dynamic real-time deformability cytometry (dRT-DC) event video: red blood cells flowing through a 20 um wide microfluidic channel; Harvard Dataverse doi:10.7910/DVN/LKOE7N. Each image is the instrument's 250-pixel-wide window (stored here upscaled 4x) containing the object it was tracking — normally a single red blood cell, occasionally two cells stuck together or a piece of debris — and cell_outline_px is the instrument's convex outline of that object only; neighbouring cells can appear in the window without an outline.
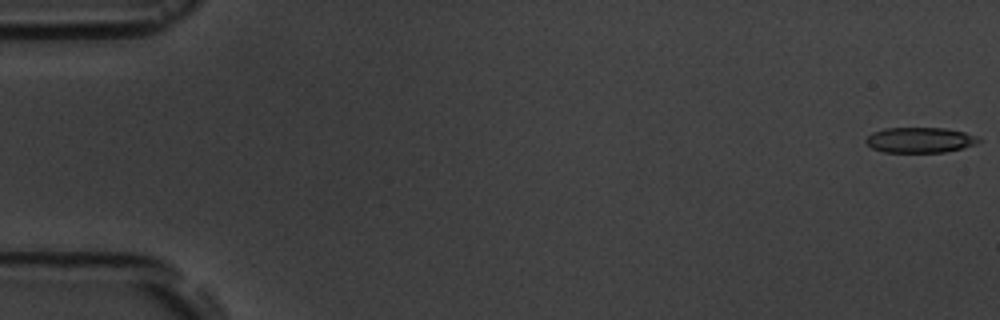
{"species": "common noctule bat (a hibernating species)", "species_latin": "Nyctalus noctula", "temperature_condition": "room temperature", "stored_images_in_passage": 5, "segment_of_instrument_passage": [1, 2], "camera_frame_rate_fps": 3000, "um_per_image_px": 0.085, "animal": {"sex": "male", "body_mass_g": 19.5, "forearm_length_mm": 54.6}, "frame": {"image": 1, "passage_image": 1, "time_ms": 0.0, "image_size_px": [1000, 320], "cell_outline_px": [[980, 140], [976, 144], [944, 152], [884, 152], [872, 148], [864, 140], [872, 132], [884, 128], [944, 128], [964, 132], [980, 136]], "centroid_in_image_um": [78.19, 11.89], "position_along_channel_um": 6.8, "area_um2": 16.65}}
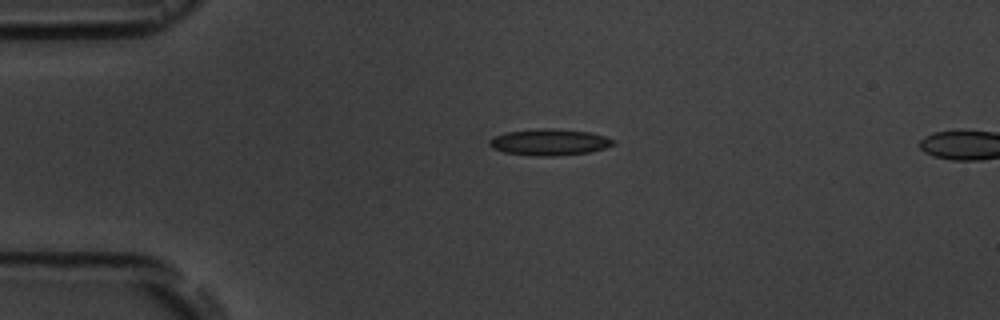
{"frame": {"image": 2, "passage_image": 4, "time_ms": 4.0, "image_size_px": [1000, 320], "cell_outline_px": [[616, 144], [592, 152], [552, 156], [532, 156], [504, 152], [492, 148], [488, 144], [488, 140], [492, 136], [508, 132], [544, 128], [552, 128], [592, 132], [616, 140]], "centroid_in_image_um": [46.71, 12.08], "position_along_channel_um": 38.3, "area_um2": 19.25}}